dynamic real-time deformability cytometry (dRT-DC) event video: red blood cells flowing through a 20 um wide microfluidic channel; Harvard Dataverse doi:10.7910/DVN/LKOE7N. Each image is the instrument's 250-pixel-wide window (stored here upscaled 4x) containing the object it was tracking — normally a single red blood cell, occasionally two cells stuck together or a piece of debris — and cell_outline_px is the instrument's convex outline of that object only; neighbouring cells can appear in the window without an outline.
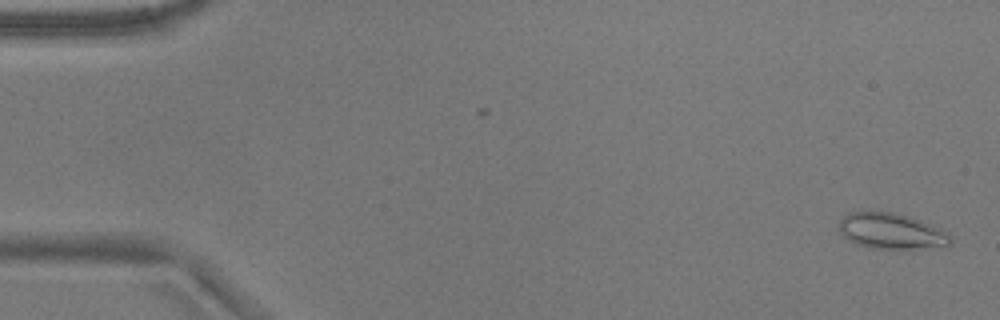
{"species": "common noctule bat (a hibernating species)", "species_latin": "Nyctalus noctula", "temperature_condition": "warm", "stored_images_in_passage": 53, "camera_frame_rate_fps": 3000, "um_per_image_px": 0.085, "animal": {"sex": "male", "body_mass_g": 17.9}, "frame": {"image": 1, "passage_image": 1, "time_ms": 0.0, "image_size_px": [1000, 320], "cell_outline_px": [[952, 240], [948, 244], [900, 252], [892, 252], [868, 248], [856, 244], [848, 240], [840, 232], [840, 220], [848, 212], [892, 212], [920, 220], [948, 232], [952, 236]], "centroid_in_image_um": [75.75, 19.71], "position_along_channel_um": 9.2, "area_um2": 23.81}}
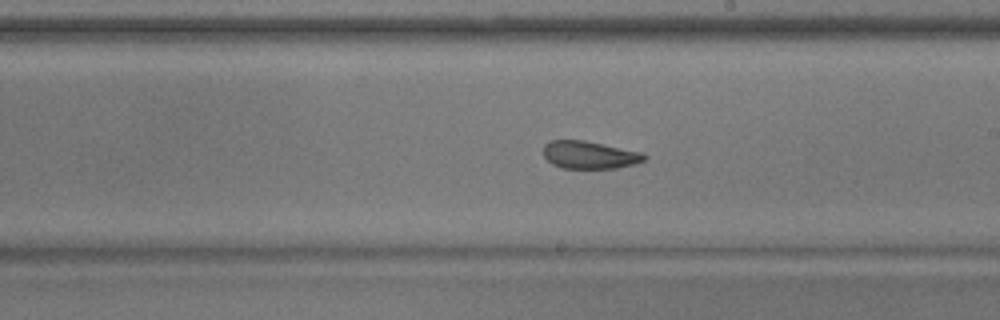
{"frame": {"image": 2, "passage_image": 30, "time_ms": 9.667, "image_size_px": [1000, 320], "cell_outline_px": [[648, 156], [644, 160], [636, 164], [616, 168], [564, 168], [552, 164], [544, 156], [544, 144], [548, 140], [584, 140], [640, 152]], "centroid_in_image_um": [50.09, 13.16], "position_along_channel_um": 238.9, "area_um2": 16.18}}
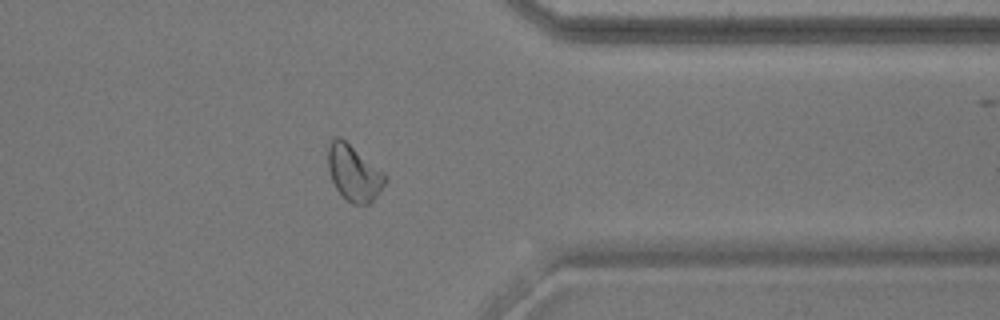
{"frame": {"image": 3, "passage_image": 42, "time_ms": 13.667, "image_size_px": [1000, 320], "cell_outline_px": [[388, 180], [380, 192], [368, 204], [352, 204], [336, 188], [332, 180], [328, 168], [328, 144], [332, 136], [340, 136], [384, 172], [388, 176]], "centroid_in_image_um": [30.09, 14.67], "position_along_channel_um": 381.3, "area_um2": 18.61}, "authors_computed_cell_mechanics": {"area_um2": 18.6116, "velocity_mm_per_s": 3.7884, "shape_relaxation_time_tau1_ms": 7.0459, "shape_relaxation_time_tau2_ms": 1.6397, "deformation_change_tau1": 0.1486, "deformation_change_tau2": 0.0831}}